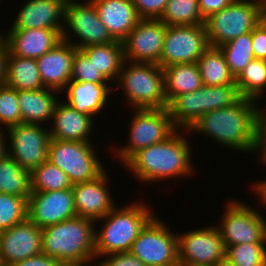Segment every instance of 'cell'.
Returning <instances> with one entry per match:
<instances>
[{"label": "cell", "instance_id": "15", "mask_svg": "<svg viewBox=\"0 0 266 266\" xmlns=\"http://www.w3.org/2000/svg\"><path fill=\"white\" fill-rule=\"evenodd\" d=\"M166 28L159 19H140L122 41L125 61L160 66Z\"/></svg>", "mask_w": 266, "mask_h": 266}, {"label": "cell", "instance_id": "40", "mask_svg": "<svg viewBox=\"0 0 266 266\" xmlns=\"http://www.w3.org/2000/svg\"><path fill=\"white\" fill-rule=\"evenodd\" d=\"M71 81L110 83L80 49L73 58Z\"/></svg>", "mask_w": 266, "mask_h": 266}, {"label": "cell", "instance_id": "43", "mask_svg": "<svg viewBox=\"0 0 266 266\" xmlns=\"http://www.w3.org/2000/svg\"><path fill=\"white\" fill-rule=\"evenodd\" d=\"M252 50L255 58L266 60V16L252 30Z\"/></svg>", "mask_w": 266, "mask_h": 266}, {"label": "cell", "instance_id": "44", "mask_svg": "<svg viewBox=\"0 0 266 266\" xmlns=\"http://www.w3.org/2000/svg\"><path fill=\"white\" fill-rule=\"evenodd\" d=\"M235 0H198L199 10L204 19L231 5Z\"/></svg>", "mask_w": 266, "mask_h": 266}, {"label": "cell", "instance_id": "19", "mask_svg": "<svg viewBox=\"0 0 266 266\" xmlns=\"http://www.w3.org/2000/svg\"><path fill=\"white\" fill-rule=\"evenodd\" d=\"M67 0H26L9 29H54L63 31Z\"/></svg>", "mask_w": 266, "mask_h": 266}, {"label": "cell", "instance_id": "32", "mask_svg": "<svg viewBox=\"0 0 266 266\" xmlns=\"http://www.w3.org/2000/svg\"><path fill=\"white\" fill-rule=\"evenodd\" d=\"M235 84L241 97L262 100L266 92V60L254 58L235 78Z\"/></svg>", "mask_w": 266, "mask_h": 266}, {"label": "cell", "instance_id": "24", "mask_svg": "<svg viewBox=\"0 0 266 266\" xmlns=\"http://www.w3.org/2000/svg\"><path fill=\"white\" fill-rule=\"evenodd\" d=\"M111 37L122 42L140 20L132 0H91Z\"/></svg>", "mask_w": 266, "mask_h": 266}, {"label": "cell", "instance_id": "17", "mask_svg": "<svg viewBox=\"0 0 266 266\" xmlns=\"http://www.w3.org/2000/svg\"><path fill=\"white\" fill-rule=\"evenodd\" d=\"M42 253V229L28 218L0 232V263L11 266Z\"/></svg>", "mask_w": 266, "mask_h": 266}, {"label": "cell", "instance_id": "21", "mask_svg": "<svg viewBox=\"0 0 266 266\" xmlns=\"http://www.w3.org/2000/svg\"><path fill=\"white\" fill-rule=\"evenodd\" d=\"M0 34L9 53L23 58L37 59L62 41V32L54 29H9Z\"/></svg>", "mask_w": 266, "mask_h": 266}, {"label": "cell", "instance_id": "23", "mask_svg": "<svg viewBox=\"0 0 266 266\" xmlns=\"http://www.w3.org/2000/svg\"><path fill=\"white\" fill-rule=\"evenodd\" d=\"M113 89L111 83L70 81L61 94L67 95L63 100L70 107L95 119L106 109Z\"/></svg>", "mask_w": 266, "mask_h": 266}, {"label": "cell", "instance_id": "3", "mask_svg": "<svg viewBox=\"0 0 266 266\" xmlns=\"http://www.w3.org/2000/svg\"><path fill=\"white\" fill-rule=\"evenodd\" d=\"M95 229L94 220L80 216L47 226L42 229V253L63 266L94 265Z\"/></svg>", "mask_w": 266, "mask_h": 266}, {"label": "cell", "instance_id": "47", "mask_svg": "<svg viewBox=\"0 0 266 266\" xmlns=\"http://www.w3.org/2000/svg\"><path fill=\"white\" fill-rule=\"evenodd\" d=\"M8 45L0 34V84H5L7 79Z\"/></svg>", "mask_w": 266, "mask_h": 266}, {"label": "cell", "instance_id": "31", "mask_svg": "<svg viewBox=\"0 0 266 266\" xmlns=\"http://www.w3.org/2000/svg\"><path fill=\"white\" fill-rule=\"evenodd\" d=\"M0 193L29 199L31 194L30 172L23 169L8 154L0 160Z\"/></svg>", "mask_w": 266, "mask_h": 266}, {"label": "cell", "instance_id": "46", "mask_svg": "<svg viewBox=\"0 0 266 266\" xmlns=\"http://www.w3.org/2000/svg\"><path fill=\"white\" fill-rule=\"evenodd\" d=\"M256 162H259V165L266 166V114L264 113L260 121V136H259V150ZM261 163V164H260ZM266 168V167H263Z\"/></svg>", "mask_w": 266, "mask_h": 266}, {"label": "cell", "instance_id": "20", "mask_svg": "<svg viewBox=\"0 0 266 266\" xmlns=\"http://www.w3.org/2000/svg\"><path fill=\"white\" fill-rule=\"evenodd\" d=\"M77 48L62 40L37 58L40 79L44 88L62 93L71 81L73 58Z\"/></svg>", "mask_w": 266, "mask_h": 266}, {"label": "cell", "instance_id": "36", "mask_svg": "<svg viewBox=\"0 0 266 266\" xmlns=\"http://www.w3.org/2000/svg\"><path fill=\"white\" fill-rule=\"evenodd\" d=\"M226 259L238 266H266V243H243L229 246Z\"/></svg>", "mask_w": 266, "mask_h": 266}, {"label": "cell", "instance_id": "7", "mask_svg": "<svg viewBox=\"0 0 266 266\" xmlns=\"http://www.w3.org/2000/svg\"><path fill=\"white\" fill-rule=\"evenodd\" d=\"M266 16V8L257 0H235L231 5L205 19L211 47H219L251 32Z\"/></svg>", "mask_w": 266, "mask_h": 266}, {"label": "cell", "instance_id": "50", "mask_svg": "<svg viewBox=\"0 0 266 266\" xmlns=\"http://www.w3.org/2000/svg\"><path fill=\"white\" fill-rule=\"evenodd\" d=\"M216 266H238V265H235L231 262H229L227 259L221 261L220 263H218Z\"/></svg>", "mask_w": 266, "mask_h": 266}, {"label": "cell", "instance_id": "8", "mask_svg": "<svg viewBox=\"0 0 266 266\" xmlns=\"http://www.w3.org/2000/svg\"><path fill=\"white\" fill-rule=\"evenodd\" d=\"M93 143L50 139L48 160L64 171L73 185L94 180L106 167Z\"/></svg>", "mask_w": 266, "mask_h": 266}, {"label": "cell", "instance_id": "12", "mask_svg": "<svg viewBox=\"0 0 266 266\" xmlns=\"http://www.w3.org/2000/svg\"><path fill=\"white\" fill-rule=\"evenodd\" d=\"M179 266H216L226 259L223 238L215 224L177 233Z\"/></svg>", "mask_w": 266, "mask_h": 266}, {"label": "cell", "instance_id": "25", "mask_svg": "<svg viewBox=\"0 0 266 266\" xmlns=\"http://www.w3.org/2000/svg\"><path fill=\"white\" fill-rule=\"evenodd\" d=\"M61 93L42 88L39 90L18 91V104L21 112L22 123L49 125L55 107L60 101Z\"/></svg>", "mask_w": 266, "mask_h": 266}, {"label": "cell", "instance_id": "41", "mask_svg": "<svg viewBox=\"0 0 266 266\" xmlns=\"http://www.w3.org/2000/svg\"><path fill=\"white\" fill-rule=\"evenodd\" d=\"M140 19H159L168 0H132Z\"/></svg>", "mask_w": 266, "mask_h": 266}, {"label": "cell", "instance_id": "48", "mask_svg": "<svg viewBox=\"0 0 266 266\" xmlns=\"http://www.w3.org/2000/svg\"><path fill=\"white\" fill-rule=\"evenodd\" d=\"M251 184V192H255V196L259 197L258 204H261L263 209H266V179L264 180H257L254 183Z\"/></svg>", "mask_w": 266, "mask_h": 266}, {"label": "cell", "instance_id": "26", "mask_svg": "<svg viewBox=\"0 0 266 266\" xmlns=\"http://www.w3.org/2000/svg\"><path fill=\"white\" fill-rule=\"evenodd\" d=\"M165 95L168 104L177 96L198 90L203 86L196 63H182L163 68Z\"/></svg>", "mask_w": 266, "mask_h": 266}, {"label": "cell", "instance_id": "35", "mask_svg": "<svg viewBox=\"0 0 266 266\" xmlns=\"http://www.w3.org/2000/svg\"><path fill=\"white\" fill-rule=\"evenodd\" d=\"M167 26L204 24L198 0H168L159 18Z\"/></svg>", "mask_w": 266, "mask_h": 266}, {"label": "cell", "instance_id": "22", "mask_svg": "<svg viewBox=\"0 0 266 266\" xmlns=\"http://www.w3.org/2000/svg\"><path fill=\"white\" fill-rule=\"evenodd\" d=\"M95 120L97 118L80 113L60 100L55 107L50 126L47 127L51 139L93 142L94 139L90 136L95 131Z\"/></svg>", "mask_w": 266, "mask_h": 266}, {"label": "cell", "instance_id": "28", "mask_svg": "<svg viewBox=\"0 0 266 266\" xmlns=\"http://www.w3.org/2000/svg\"><path fill=\"white\" fill-rule=\"evenodd\" d=\"M172 123L176 129L190 130L204 115L202 87L193 92L175 97L167 107Z\"/></svg>", "mask_w": 266, "mask_h": 266}, {"label": "cell", "instance_id": "5", "mask_svg": "<svg viewBox=\"0 0 266 266\" xmlns=\"http://www.w3.org/2000/svg\"><path fill=\"white\" fill-rule=\"evenodd\" d=\"M118 84V85H117ZM117 85V86H116ZM115 89L132 109H162L168 107L163 68L154 63L124 61Z\"/></svg>", "mask_w": 266, "mask_h": 266}, {"label": "cell", "instance_id": "9", "mask_svg": "<svg viewBox=\"0 0 266 266\" xmlns=\"http://www.w3.org/2000/svg\"><path fill=\"white\" fill-rule=\"evenodd\" d=\"M217 227L225 248L243 243H266V218L252 204L228 199ZM227 205V206H226Z\"/></svg>", "mask_w": 266, "mask_h": 266}, {"label": "cell", "instance_id": "10", "mask_svg": "<svg viewBox=\"0 0 266 266\" xmlns=\"http://www.w3.org/2000/svg\"><path fill=\"white\" fill-rule=\"evenodd\" d=\"M62 40L71 43L77 49L115 41L100 21L91 0H67Z\"/></svg>", "mask_w": 266, "mask_h": 266}, {"label": "cell", "instance_id": "29", "mask_svg": "<svg viewBox=\"0 0 266 266\" xmlns=\"http://www.w3.org/2000/svg\"><path fill=\"white\" fill-rule=\"evenodd\" d=\"M5 84L17 91L44 88L40 79L37 60L14 56L9 53Z\"/></svg>", "mask_w": 266, "mask_h": 266}, {"label": "cell", "instance_id": "18", "mask_svg": "<svg viewBox=\"0 0 266 266\" xmlns=\"http://www.w3.org/2000/svg\"><path fill=\"white\" fill-rule=\"evenodd\" d=\"M106 171L94 180L73 185L77 216L97 221L118 205L112 198L110 175Z\"/></svg>", "mask_w": 266, "mask_h": 266}, {"label": "cell", "instance_id": "4", "mask_svg": "<svg viewBox=\"0 0 266 266\" xmlns=\"http://www.w3.org/2000/svg\"><path fill=\"white\" fill-rule=\"evenodd\" d=\"M131 201L120 207L117 205L103 218L95 221L100 228L95 229V256L129 252L133 242L145 225L156 215L146 202ZM103 221V222H102Z\"/></svg>", "mask_w": 266, "mask_h": 266}, {"label": "cell", "instance_id": "42", "mask_svg": "<svg viewBox=\"0 0 266 266\" xmlns=\"http://www.w3.org/2000/svg\"><path fill=\"white\" fill-rule=\"evenodd\" d=\"M97 259L98 260H96L94 264L95 266H146L139 258L135 257L130 251L108 254L105 256L98 257Z\"/></svg>", "mask_w": 266, "mask_h": 266}, {"label": "cell", "instance_id": "13", "mask_svg": "<svg viewBox=\"0 0 266 266\" xmlns=\"http://www.w3.org/2000/svg\"><path fill=\"white\" fill-rule=\"evenodd\" d=\"M41 124H18L5 130L8 155L30 173L48 160L50 132Z\"/></svg>", "mask_w": 266, "mask_h": 266}, {"label": "cell", "instance_id": "16", "mask_svg": "<svg viewBox=\"0 0 266 266\" xmlns=\"http://www.w3.org/2000/svg\"><path fill=\"white\" fill-rule=\"evenodd\" d=\"M72 188L47 192L31 191L27 218L43 229L76 217Z\"/></svg>", "mask_w": 266, "mask_h": 266}, {"label": "cell", "instance_id": "33", "mask_svg": "<svg viewBox=\"0 0 266 266\" xmlns=\"http://www.w3.org/2000/svg\"><path fill=\"white\" fill-rule=\"evenodd\" d=\"M223 53L231 74L236 78L255 58L252 50V31L218 47Z\"/></svg>", "mask_w": 266, "mask_h": 266}, {"label": "cell", "instance_id": "6", "mask_svg": "<svg viewBox=\"0 0 266 266\" xmlns=\"http://www.w3.org/2000/svg\"><path fill=\"white\" fill-rule=\"evenodd\" d=\"M132 111L126 133L127 143L118 147L111 146L112 154L114 153L122 165L138 150L165 141L177 130L167 108L133 109Z\"/></svg>", "mask_w": 266, "mask_h": 266}, {"label": "cell", "instance_id": "11", "mask_svg": "<svg viewBox=\"0 0 266 266\" xmlns=\"http://www.w3.org/2000/svg\"><path fill=\"white\" fill-rule=\"evenodd\" d=\"M155 215L141 230L130 252L146 266H179L178 236Z\"/></svg>", "mask_w": 266, "mask_h": 266}, {"label": "cell", "instance_id": "30", "mask_svg": "<svg viewBox=\"0 0 266 266\" xmlns=\"http://www.w3.org/2000/svg\"><path fill=\"white\" fill-rule=\"evenodd\" d=\"M202 83L205 86H224L235 83L225 57L217 47H209L197 61Z\"/></svg>", "mask_w": 266, "mask_h": 266}, {"label": "cell", "instance_id": "45", "mask_svg": "<svg viewBox=\"0 0 266 266\" xmlns=\"http://www.w3.org/2000/svg\"><path fill=\"white\" fill-rule=\"evenodd\" d=\"M11 266H63L55 258L49 257L43 253L29 257L22 261L16 262Z\"/></svg>", "mask_w": 266, "mask_h": 266}, {"label": "cell", "instance_id": "2", "mask_svg": "<svg viewBox=\"0 0 266 266\" xmlns=\"http://www.w3.org/2000/svg\"><path fill=\"white\" fill-rule=\"evenodd\" d=\"M189 134V130L177 129L165 141L135 152L123 164L124 168L126 167L141 183H159L184 176L190 178L189 176L194 171L196 173V170L192 162L194 159L191 158L193 143H190L191 137L188 139Z\"/></svg>", "mask_w": 266, "mask_h": 266}, {"label": "cell", "instance_id": "1", "mask_svg": "<svg viewBox=\"0 0 266 266\" xmlns=\"http://www.w3.org/2000/svg\"><path fill=\"white\" fill-rule=\"evenodd\" d=\"M258 102L241 97L229 107L202 115L189 132L191 135L196 132L206 139L210 138L212 142L222 145V148L258 154L260 121L265 109Z\"/></svg>", "mask_w": 266, "mask_h": 266}, {"label": "cell", "instance_id": "27", "mask_svg": "<svg viewBox=\"0 0 266 266\" xmlns=\"http://www.w3.org/2000/svg\"><path fill=\"white\" fill-rule=\"evenodd\" d=\"M80 50L109 82L112 84L117 82L125 61L122 42L115 40L108 44L91 45Z\"/></svg>", "mask_w": 266, "mask_h": 266}, {"label": "cell", "instance_id": "51", "mask_svg": "<svg viewBox=\"0 0 266 266\" xmlns=\"http://www.w3.org/2000/svg\"><path fill=\"white\" fill-rule=\"evenodd\" d=\"M257 1L266 8V0H257Z\"/></svg>", "mask_w": 266, "mask_h": 266}, {"label": "cell", "instance_id": "34", "mask_svg": "<svg viewBox=\"0 0 266 266\" xmlns=\"http://www.w3.org/2000/svg\"><path fill=\"white\" fill-rule=\"evenodd\" d=\"M31 191L47 192L72 188L67 174L49 160L43 162L30 173Z\"/></svg>", "mask_w": 266, "mask_h": 266}, {"label": "cell", "instance_id": "49", "mask_svg": "<svg viewBox=\"0 0 266 266\" xmlns=\"http://www.w3.org/2000/svg\"><path fill=\"white\" fill-rule=\"evenodd\" d=\"M7 134L5 130L0 129V160L8 154L7 149Z\"/></svg>", "mask_w": 266, "mask_h": 266}, {"label": "cell", "instance_id": "37", "mask_svg": "<svg viewBox=\"0 0 266 266\" xmlns=\"http://www.w3.org/2000/svg\"><path fill=\"white\" fill-rule=\"evenodd\" d=\"M28 200L16 195L0 193V232L27 219Z\"/></svg>", "mask_w": 266, "mask_h": 266}, {"label": "cell", "instance_id": "38", "mask_svg": "<svg viewBox=\"0 0 266 266\" xmlns=\"http://www.w3.org/2000/svg\"><path fill=\"white\" fill-rule=\"evenodd\" d=\"M240 98L241 96L235 83L224 86H202L204 114L209 111L229 107Z\"/></svg>", "mask_w": 266, "mask_h": 266}, {"label": "cell", "instance_id": "39", "mask_svg": "<svg viewBox=\"0 0 266 266\" xmlns=\"http://www.w3.org/2000/svg\"><path fill=\"white\" fill-rule=\"evenodd\" d=\"M21 123L18 91L6 84H0V129H8ZM1 125L4 126L1 128Z\"/></svg>", "mask_w": 266, "mask_h": 266}, {"label": "cell", "instance_id": "14", "mask_svg": "<svg viewBox=\"0 0 266 266\" xmlns=\"http://www.w3.org/2000/svg\"><path fill=\"white\" fill-rule=\"evenodd\" d=\"M209 47L204 24L167 26L160 66L196 63Z\"/></svg>", "mask_w": 266, "mask_h": 266}]
</instances>
